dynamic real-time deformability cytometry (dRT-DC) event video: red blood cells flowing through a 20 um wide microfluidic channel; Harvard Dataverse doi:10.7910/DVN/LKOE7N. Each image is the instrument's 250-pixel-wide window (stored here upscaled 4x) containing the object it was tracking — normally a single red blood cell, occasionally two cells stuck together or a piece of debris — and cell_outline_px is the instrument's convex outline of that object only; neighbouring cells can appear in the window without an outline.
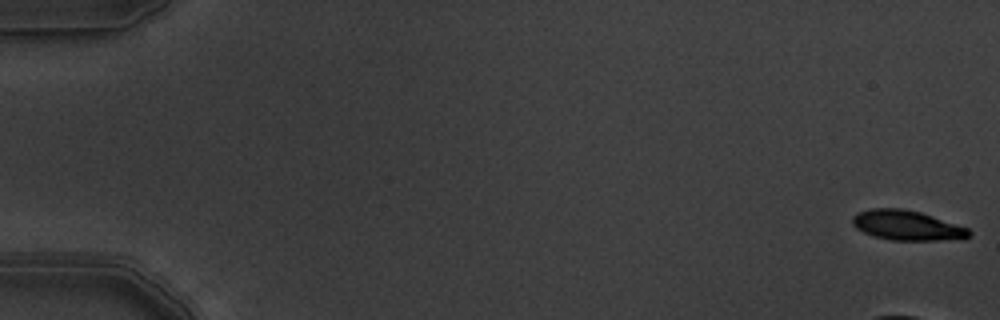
{"species": "common noctule bat (a hibernating species)", "species_latin": "Nyctalus noctula", "temperature_condition": "warm", "stored_images_in_passage": 8, "camera_frame_rate_fps": 3000, "um_per_image_px": 0.085, "animal": {"sex": "male", "body_mass_g": 19.5, "forearm_length_mm": 54.6}, "frame": {"image": 1, "passage_image": 1, "time_ms": 0.0, "image_size_px": [1000, 320], "cell_outline_px": [[972, 232], [968, 236], [940, 240], [892, 240], [872, 236], [856, 228], [852, 224], [852, 216], [860, 212], [872, 208], [900, 208], [920, 212], [968, 228]], "centroid_in_image_um": [77.03, 19.15], "position_along_channel_um": 8.0, "area_um2": 19.94}}
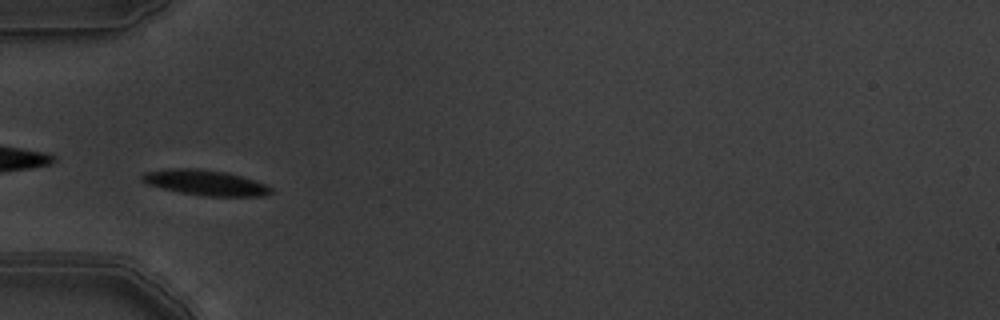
{"frame": {"image": 2, "passage_image": 6, "time_ms": 1.667, "image_size_px": [1000, 320], "cell_outline_px": [[276, 192], [264, 196], [200, 196], [180, 192], [148, 184], [140, 180], [140, 176], [144, 172], [168, 168], [200, 168], [228, 172], [264, 184], [272, 188]], "centroid_in_image_um": [17.45, 15.52], "position_along_channel_um": 67.6, "area_um2": 19.19}}